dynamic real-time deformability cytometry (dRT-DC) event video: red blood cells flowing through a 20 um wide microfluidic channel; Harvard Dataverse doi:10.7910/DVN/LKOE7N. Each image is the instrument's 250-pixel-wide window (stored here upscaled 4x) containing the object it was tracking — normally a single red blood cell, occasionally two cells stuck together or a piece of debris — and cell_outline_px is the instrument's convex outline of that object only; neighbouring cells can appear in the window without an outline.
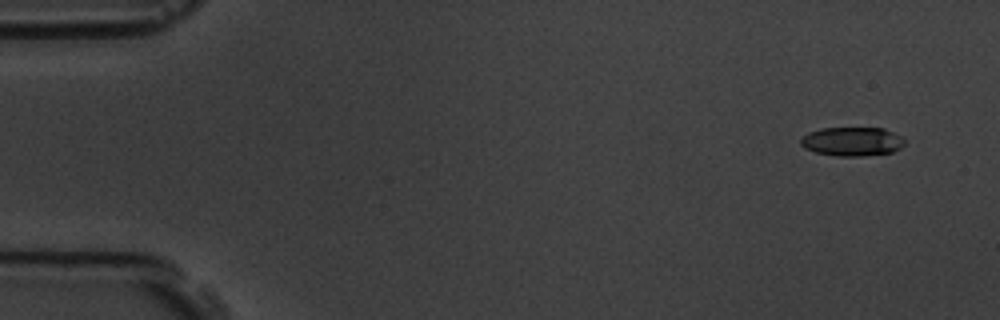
{"species": "common noctule bat (a hibernating species)", "species_latin": "Nyctalus noctula", "temperature_condition": "room temperature", "stored_images_in_passage": 55, "camera_frame_rate_fps": 3000, "um_per_image_px": 0.085, "animal": {"sex": "male", "body_mass_g": 19.5, "forearm_length_mm": 54.6}, "frame": {"image": 1, "passage_image": 1, "time_ms": 0.0, "image_size_px": [1000, 320], "cell_outline_px": [[904, 144], [900, 148], [892, 152], [860, 156], [836, 156], [816, 152], [804, 148], [800, 144], [800, 140], [808, 132], [820, 128], [884, 128], [900, 136], [904, 140]], "centroid_in_image_um": [72.4, 12.02], "position_along_channel_um": 12.6, "area_um2": 17.46}}
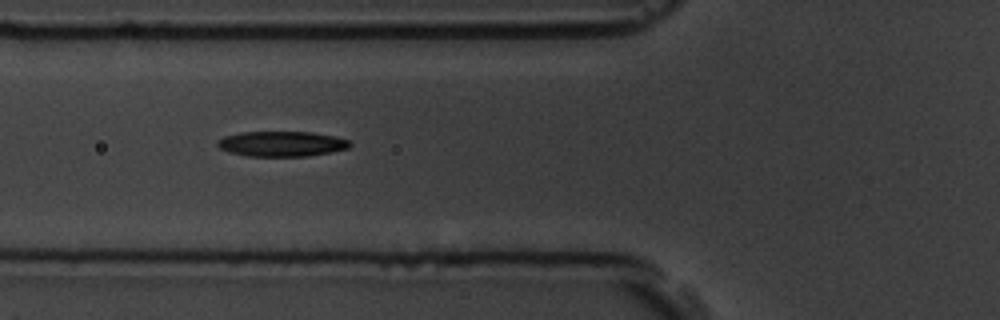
{"frame": {"image": 2, "passage_image": 19, "time_ms": 6.0, "image_size_px": [1000, 320], "cell_outline_px": [[352, 144], [348, 148], [308, 156], [248, 156], [232, 152], [220, 148], [216, 144], [216, 140], [224, 136], [240, 132], [312, 132], [332, 136], [348, 140]], "centroid_in_image_um": [23.91, 12.22], "position_along_channel_um": 101.9, "area_um2": 19.25}}
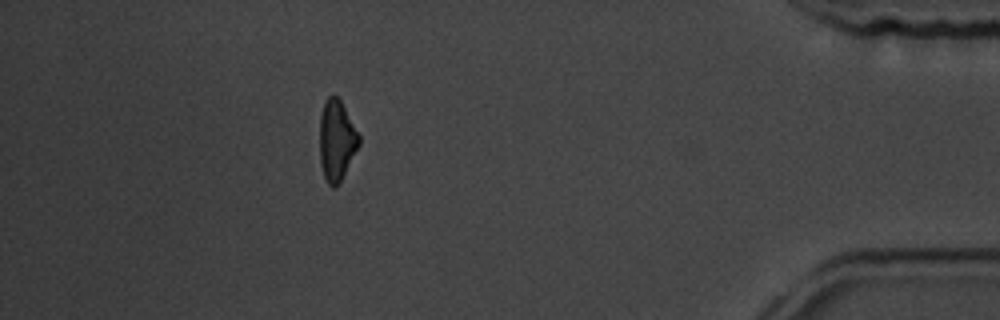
{"frame": {"image": 3, "passage_image": 49, "time_ms": 16.0, "image_size_px": [1000, 320], "cell_outline_px": [[360, 144], [336, 188], [332, 188], [328, 184], [324, 176], [320, 164], [320, 116], [324, 100], [332, 92], [340, 100], [360, 136]], "centroid_in_image_um": [28.59, 11.91], "position_along_channel_um": 406.6, "area_um2": 18.44}, "authors_computed_cell_mechanics": {"area_um2": 19.074, "velocity_mm_per_s": 3.5542, "shape_relaxation_time_tau1_ms": 3.5294, "shape_relaxation_time_tau2_ms": 7.6418, "deformation_change_tau1": 0.1286, "deformation_change_tau2": 0.168}}